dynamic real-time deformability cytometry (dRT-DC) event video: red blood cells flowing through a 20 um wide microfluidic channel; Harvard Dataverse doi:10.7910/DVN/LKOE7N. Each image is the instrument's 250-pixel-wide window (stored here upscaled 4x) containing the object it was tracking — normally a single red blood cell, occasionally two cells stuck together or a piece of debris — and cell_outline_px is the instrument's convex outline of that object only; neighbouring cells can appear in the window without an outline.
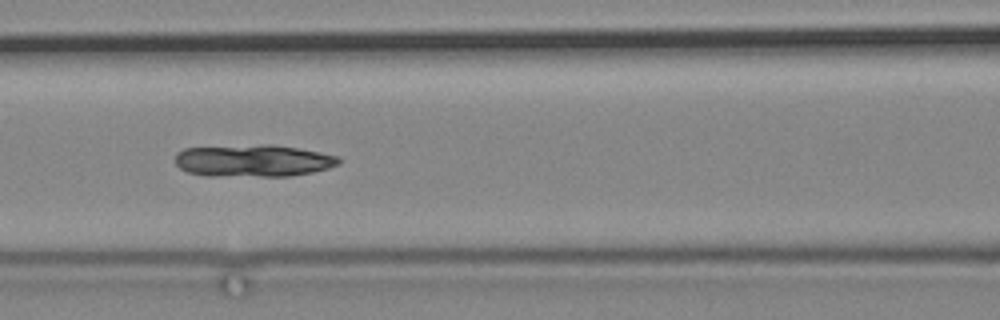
{"species": "common noctule bat (a hibernating species)", "species_latin": "Nyctalus noctula", "temperature_condition": "cold", "stored_images_in_passage": 14, "camera_frame_rate_fps": 3000, "um_per_image_px": 0.085, "animal": {"sex": "male", "body_mass_g": 19.2, "forearm_length_mm": 51.8}, "frame": {"image": 1, "passage_image": 12, "time_ms": 14.0, "image_size_px": [1000, 320], "cell_outline_px": [[340, 164], [328, 168], [312, 172], [292, 176], [204, 176], [188, 172], [180, 168], [176, 164], [176, 152], [184, 148], [264, 144], [272, 144], [320, 152], [340, 156]], "centroid_in_image_um": [21.53, 13.66], "position_along_channel_um": 145.1, "area_um2": 30.87}}
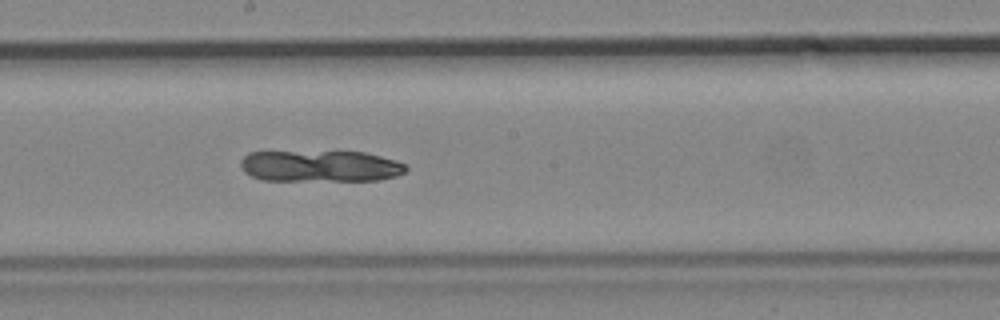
{"frame": {"image": 2, "passage_image": 14, "time_ms": 16.333, "image_size_px": [1000, 320], "cell_outline_px": [[408, 168], [404, 172], [396, 176], [380, 180], [260, 180], [244, 172], [240, 164], [240, 160], [248, 152], [364, 152], [396, 160], [404, 164]], "centroid_in_image_um": [27.21, 14.12], "position_along_channel_um": 221.0, "area_um2": 30.17}}